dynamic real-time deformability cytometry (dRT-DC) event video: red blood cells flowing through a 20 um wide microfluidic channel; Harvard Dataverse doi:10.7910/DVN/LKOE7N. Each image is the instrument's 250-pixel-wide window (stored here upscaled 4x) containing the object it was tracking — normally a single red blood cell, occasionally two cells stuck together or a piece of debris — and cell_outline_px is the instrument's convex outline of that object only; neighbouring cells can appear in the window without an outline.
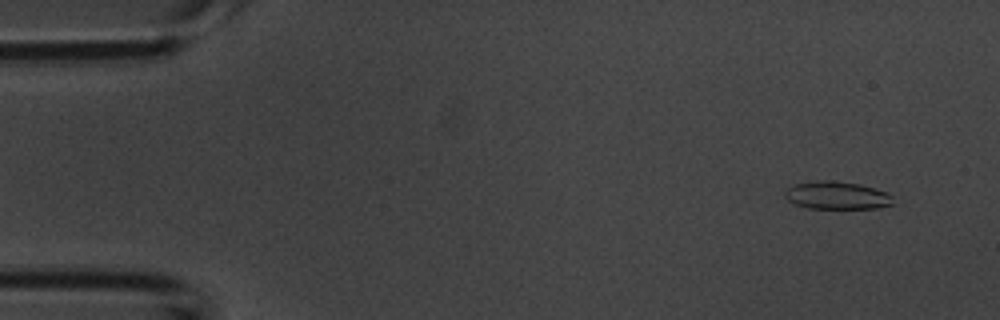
{"species": "common noctule bat (a hibernating species)", "species_latin": "Nyctalus noctula", "temperature_condition": "room temperature", "stored_images_in_passage": 54, "camera_frame_rate_fps": 3000, "um_per_image_px": 0.085, "animal": {"sex": "male", "body_mass_g": 20.1, "forearm_length_mm": 53.5}, "frame": {"image": 1, "passage_image": 4, "time_ms": 1.0, "image_size_px": [1000, 320], "cell_outline_px": [[892, 204], [876, 208], [808, 208], [796, 204], [788, 200], [784, 196], [784, 192], [788, 188], [796, 184], [816, 180], [832, 180], [860, 184], [884, 192], [892, 196]], "centroid_in_image_um": [71.09, 16.6], "position_along_channel_um": 13.9, "area_um2": 17.28}}
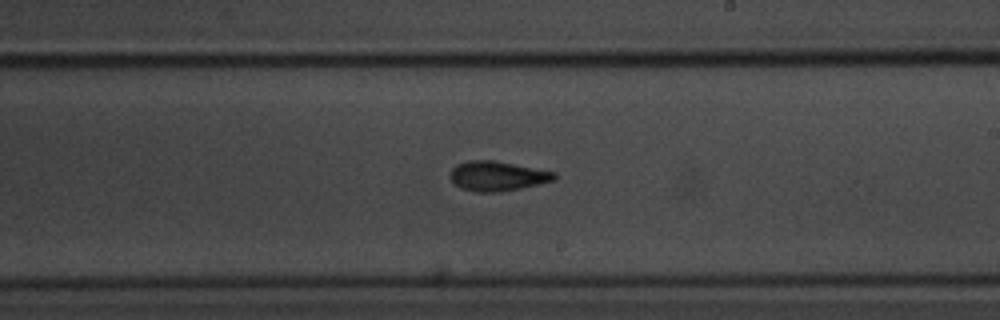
{"frame": {"image": 2, "passage_image": 31, "time_ms": 10.0, "image_size_px": [1000, 320], "cell_outline_px": [[556, 180], [520, 188], [500, 192], [476, 192], [460, 188], [452, 180], [452, 168], [456, 164], [468, 160], [492, 160], [556, 172]], "centroid_in_image_um": [42.28, 14.96], "position_along_channel_um": 246.7, "area_um2": 17.86}}
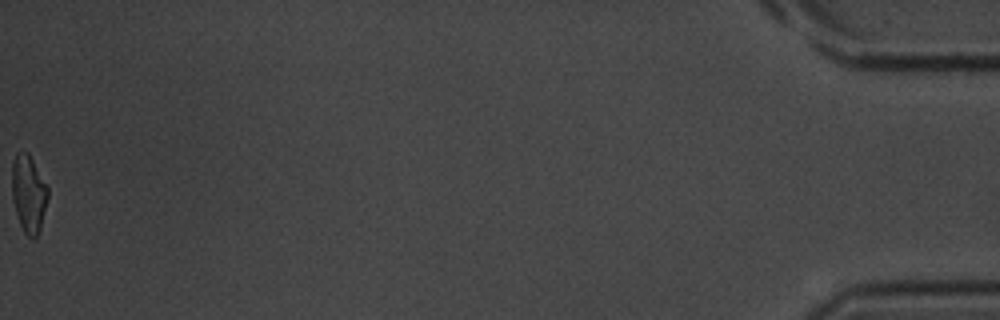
{"frame": {"image": 3, "passage_image": 54, "time_ms": 17.667, "image_size_px": [1000, 320], "cell_outline_px": [[48, 196], [40, 228], [36, 240], [32, 240], [24, 232], [20, 224], [12, 200], [12, 160], [16, 152], [28, 152], [48, 188]], "centroid_in_image_um": [2.41, 16.48], "position_along_channel_um": 432.8, "area_um2": 16.18}, "authors_computed_cell_mechanics": {"area_um2": 17.4267, "velocity_mm_per_s": 3.7512, "shape_relaxation_time_tau1_ms": 4.37, "shape_relaxation_time_tau2_ms": 3.2447, "deformation_change_tau1": 0.1408, "deformation_change_tau2": 0.1075}}